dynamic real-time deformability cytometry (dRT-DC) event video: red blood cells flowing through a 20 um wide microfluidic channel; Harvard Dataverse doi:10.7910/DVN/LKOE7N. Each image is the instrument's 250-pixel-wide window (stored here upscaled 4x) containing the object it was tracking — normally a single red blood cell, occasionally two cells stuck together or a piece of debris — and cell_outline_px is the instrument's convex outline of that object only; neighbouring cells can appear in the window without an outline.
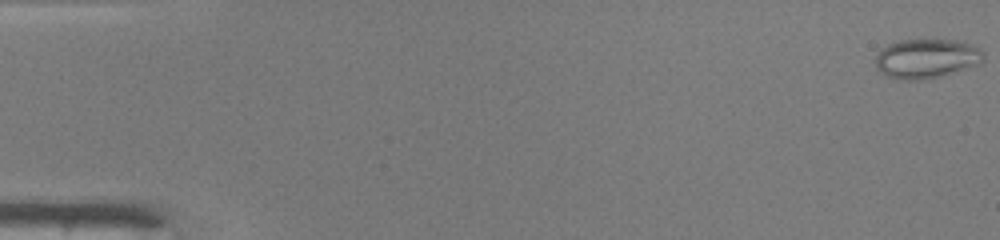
{"species": "common noctule bat (a hibernating species)", "species_latin": "Nyctalus noctula", "temperature_condition": "warm", "stored_images_in_passage": 16, "camera_frame_rate_fps": 3000, "um_per_image_px": 0.085, "animal": {"sex": "male", "body_mass_g": 19.0, "forearm_length_mm": 50.8}, "frame": {"image": 1, "passage_image": 1, "time_ms": 0.0, "image_size_px": [1000, 240], "cell_outline_px": [[984, 60], [980, 64], [944, 76], [916, 80], [900, 80], [884, 76], [876, 68], [876, 56], [888, 44], [900, 40], [964, 40], [980, 48], [984, 52]], "centroid_in_image_um": [78.8, 4.98], "position_along_channel_um": 6.2, "area_um2": 25.2}}